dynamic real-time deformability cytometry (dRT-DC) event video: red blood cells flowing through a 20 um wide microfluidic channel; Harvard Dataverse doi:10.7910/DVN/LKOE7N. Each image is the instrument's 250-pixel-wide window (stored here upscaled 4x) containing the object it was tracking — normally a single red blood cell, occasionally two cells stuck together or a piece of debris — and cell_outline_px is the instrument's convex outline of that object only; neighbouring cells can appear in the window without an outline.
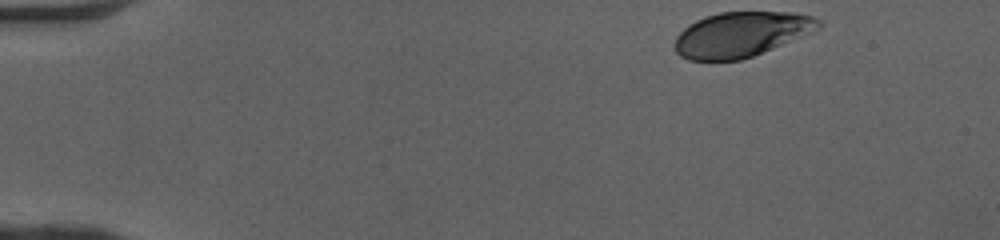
{"species": "human", "species_latin": "Homo sapiens", "temperature_condition": "cold", "stored_images_in_passage": 39, "camera_frame_rate_fps": 3000, "um_per_image_px": 0.085, "donor": {"sex": "female"}, "frame": {"image": 1, "passage_image": 1, "time_ms": 0.0, "image_size_px": [1000, 240], "cell_outline_px": [[820, 28], [812, 32], [752, 56], [740, 60], [688, 60], [680, 56], [676, 52], [672, 44], [676, 36], [688, 24], [704, 16], [720, 12], [796, 12], [812, 16], [820, 20]], "centroid_in_image_um": [62.95, 2.91], "position_along_channel_um": 22.0, "area_um2": 37.74}}
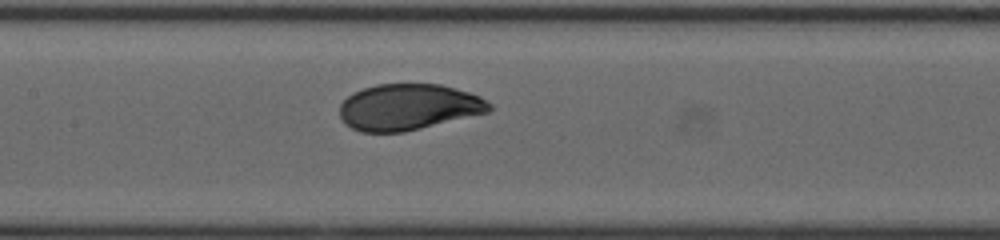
{"frame": {"image": 2, "passage_image": 20, "time_ms": 6.333, "image_size_px": [1000, 240], "cell_outline_px": [[492, 108], [488, 112], [404, 132], [360, 132], [344, 124], [340, 116], [340, 104], [352, 92], [376, 84], [440, 84], [456, 88], [480, 96], [492, 104]], "centroid_in_image_um": [34.7, 9.1], "position_along_channel_um": 172.7, "area_um2": 40.29}}
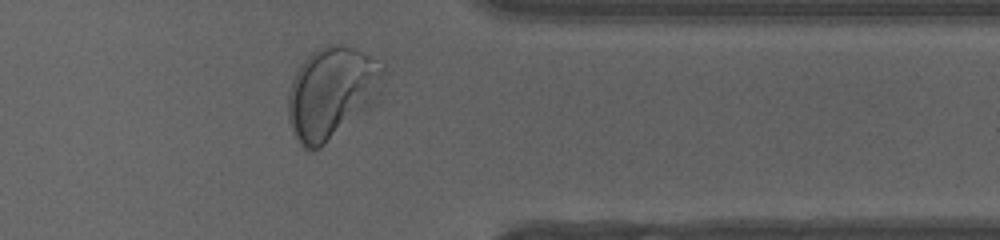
{"frame": {"image": 3, "passage_image": 36, "time_ms": 11.667, "image_size_px": [1000, 240], "cell_outline_px": [[384, 72], [376, 104], [320, 148], [312, 152], [304, 148], [296, 140], [292, 132], [288, 120], [288, 92], [292, 80], [300, 64], [312, 52], [328, 44], [340, 44], [356, 48], [384, 60]], "centroid_in_image_um": [28.22, 7.89], "position_along_channel_um": 383.2, "area_um2": 52.02}, "authors_computed_cell_mechanics": {"area_um2": 41.0958, "velocity_mm_per_s": 4.0616, "shape_relaxation_time_tau1_ms": 2.2375, "shape_relaxation_time_tau2_ms": null, "deformation_change_tau1": 0.1397, "deformation_change_tau2": null}}